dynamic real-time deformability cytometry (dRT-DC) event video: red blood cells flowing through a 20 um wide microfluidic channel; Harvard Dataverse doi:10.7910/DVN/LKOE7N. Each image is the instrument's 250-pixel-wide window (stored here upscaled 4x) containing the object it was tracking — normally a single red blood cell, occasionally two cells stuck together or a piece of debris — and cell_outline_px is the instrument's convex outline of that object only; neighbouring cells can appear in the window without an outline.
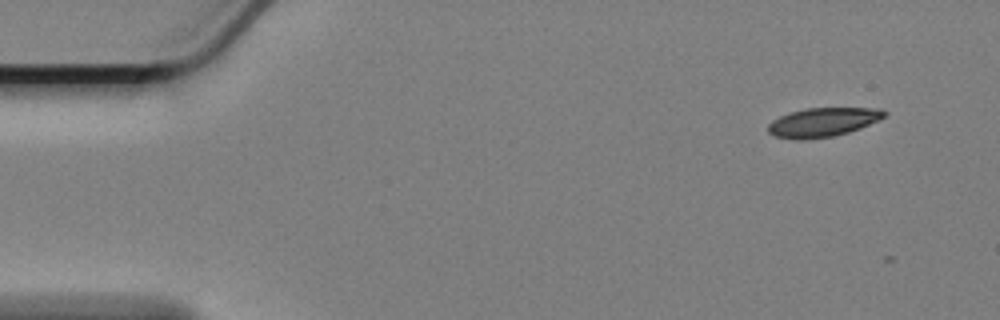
{"species": "Egyptian fruit bat (a non-hibernating species)", "species_latin": "Rousettus aegyptiacus", "temperature_condition": "cold", "stored_images_in_passage": 2, "camera_frame_rate_fps": 3000, "um_per_image_px": 0.085, "animal": {"sex": "female"}, "frame": {"image": 1, "passage_image": 1, "time_ms": 0.0, "image_size_px": [1000, 320], "cell_outline_px": [[888, 112], [884, 116], [860, 128], [848, 132], [832, 136], [804, 140], [796, 140], [776, 136], [768, 132], [768, 124], [772, 120], [788, 112], [808, 108], [880, 108]], "centroid_in_image_um": [69.9, 10.38], "position_along_channel_um": 15.1, "area_um2": 19.54}}